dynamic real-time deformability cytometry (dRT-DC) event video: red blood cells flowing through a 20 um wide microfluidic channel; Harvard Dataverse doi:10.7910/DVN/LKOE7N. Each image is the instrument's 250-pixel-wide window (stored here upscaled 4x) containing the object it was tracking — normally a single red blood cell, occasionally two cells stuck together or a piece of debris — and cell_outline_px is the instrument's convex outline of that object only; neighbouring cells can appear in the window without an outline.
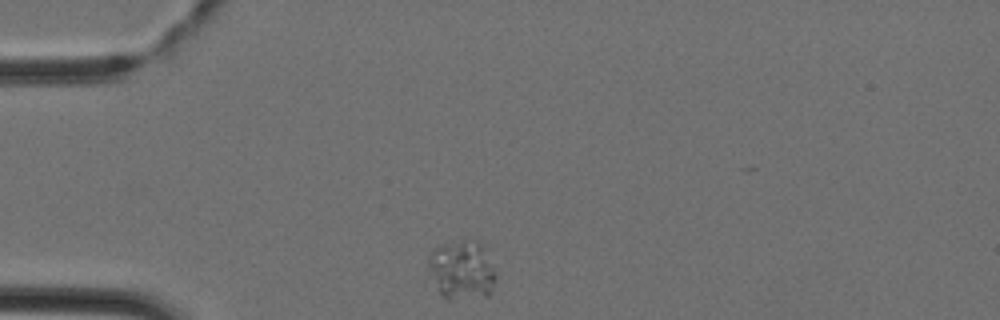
{"species": "Egyptian fruit bat (a non-hibernating species)", "species_latin": "Rousettus aegyptiacus", "temperature_condition": "cold", "stored_images_in_passage": 36, "camera_frame_rate_fps": 3000, "um_per_image_px": 0.085, "animal": {"sex": "female"}, "frame": {"image": 1, "passage_image": 1, "time_ms": 0.0, "image_size_px": [1000, 320], "cell_outline_px": [[496, 280], [492, 292], [488, 296], [448, 300], [444, 300], [440, 292], [432, 268], [432, 248], [460, 240], [476, 240], [484, 244], [496, 272]], "centroid_in_image_um": [39.39, 22.95], "position_along_channel_um": 45.6, "area_um2": 22.83}}
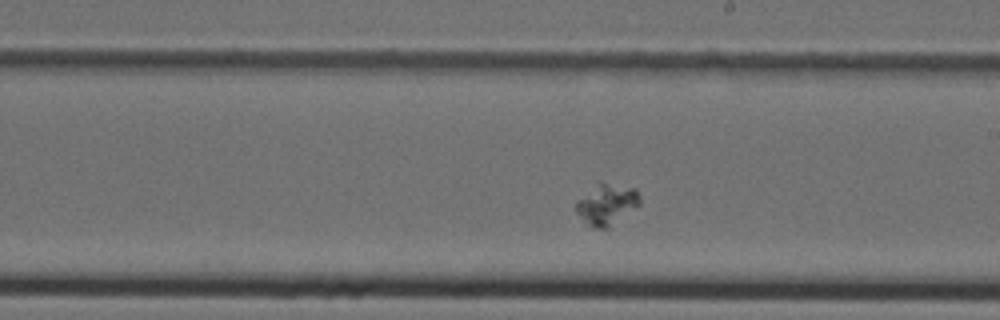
{"frame": {"image": 2, "passage_image": 16, "time_ms": 5.0, "image_size_px": [1000, 320], "cell_outline_px": [[640, 204], [636, 208], [608, 228], [592, 228], [576, 212], [576, 204], [596, 180], [600, 180], [636, 188], [640, 196]], "centroid_in_image_um": [51.6, 17.32], "position_along_channel_um": 237.4, "area_um2": 15.49}}
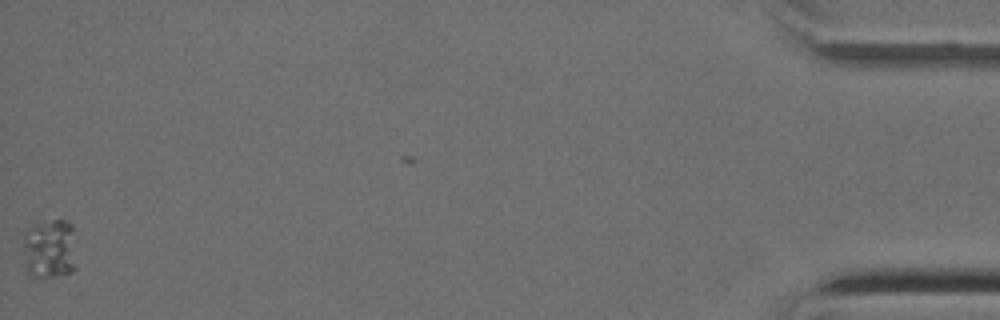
{"frame": {"image": 3, "passage_image": 36, "time_ms": 11.667, "image_size_px": [1000, 320], "cell_outline_px": [[76, 268], [72, 272], [52, 276], [32, 276], [28, 272], [24, 264], [24, 240], [28, 228], [32, 224], [52, 220], [64, 220], [72, 224]], "centroid_in_image_um": [4.22, 21.14], "position_along_channel_um": 431.0, "area_um2": 18.55}}